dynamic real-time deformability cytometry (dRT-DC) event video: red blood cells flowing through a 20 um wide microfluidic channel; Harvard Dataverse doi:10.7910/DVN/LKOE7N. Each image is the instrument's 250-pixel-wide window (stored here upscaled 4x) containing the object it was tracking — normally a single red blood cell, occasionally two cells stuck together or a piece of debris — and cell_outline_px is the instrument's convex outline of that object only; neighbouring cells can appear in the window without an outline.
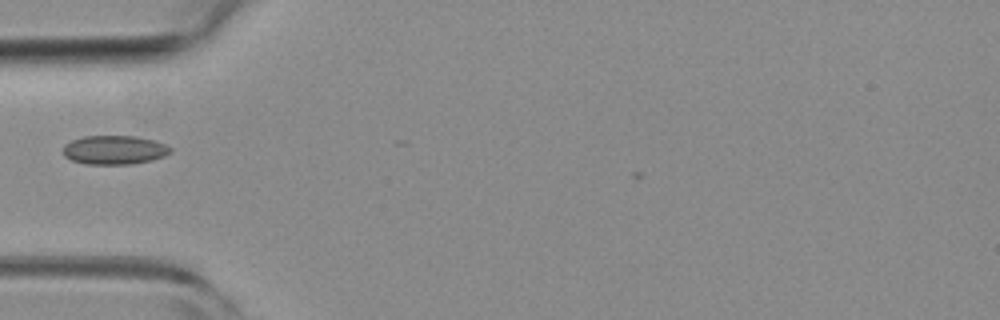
{"species": "common noctule bat (a hibernating species)", "species_latin": "Nyctalus noctula", "temperature_condition": "room temperature", "stored_images_in_passage": 5, "camera_frame_rate_fps": 3000, "um_per_image_px": 0.085, "animal": {"sex": "female", "body_mass_g": 19.3, "forearm_length_mm": 54.1}, "frame": {"image": 1, "passage_image": 1, "time_ms": 0.0, "image_size_px": [1000, 320], "cell_outline_px": [[172, 152], [164, 156], [152, 160], [132, 164], [84, 164], [72, 160], [64, 156], [64, 144], [72, 140], [84, 136], [136, 136], [156, 140], [172, 148]], "centroid_in_image_um": [9.74, 12.74], "position_along_channel_um": 75.3, "area_um2": 18.21}}
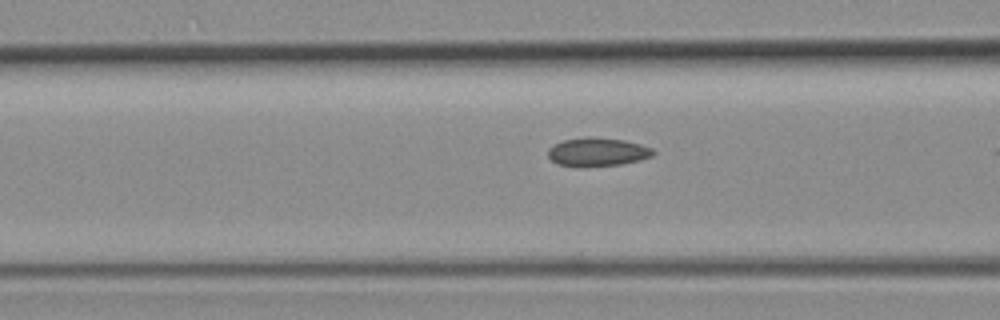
{"frame": {"image": 2, "passage_image": 4, "time_ms": 1.0, "image_size_px": [1000, 320], "cell_outline_px": [[656, 152], [652, 156], [640, 160], [620, 164], [588, 168], [584, 168], [556, 164], [548, 156], [548, 148], [564, 140], [588, 136], [592, 136], [624, 140], [640, 144], [652, 148]], "centroid_in_image_um": [50.78, 12.93], "position_along_channel_um": 115.8, "area_um2": 17.8}}